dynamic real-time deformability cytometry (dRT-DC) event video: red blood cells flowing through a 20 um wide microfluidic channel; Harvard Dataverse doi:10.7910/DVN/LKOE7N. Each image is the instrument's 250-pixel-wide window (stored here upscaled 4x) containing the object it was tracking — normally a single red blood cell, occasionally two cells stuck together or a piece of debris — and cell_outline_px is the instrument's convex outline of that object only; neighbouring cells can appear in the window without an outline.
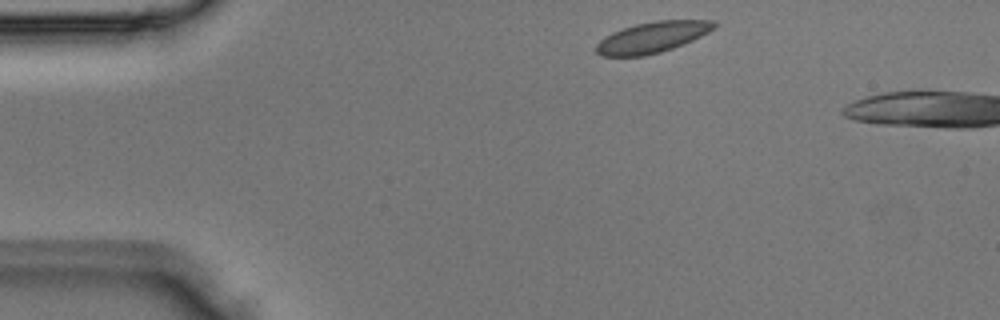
{"species": "Egyptian fruit bat (a non-hibernating species)", "species_latin": "Rousettus aegyptiacus", "temperature_condition": "room temperature", "stored_images_in_passage": 2, "camera_frame_rate_fps": 3000, "um_per_image_px": 0.085, "animal": {"sex": "male"}, "frame": {"image": 1, "passage_image": 1, "time_ms": 0.0, "image_size_px": [1000, 320], "cell_outline_px": [[720, 24], [708, 32], [692, 40], [672, 48], [660, 52], [644, 56], [600, 56], [596, 52], [596, 44], [604, 36], [612, 32], [636, 24], [656, 20], [712, 20]], "centroid_in_image_um": [55.44, 3.16], "position_along_channel_um": 29.6, "area_um2": 21.21}}